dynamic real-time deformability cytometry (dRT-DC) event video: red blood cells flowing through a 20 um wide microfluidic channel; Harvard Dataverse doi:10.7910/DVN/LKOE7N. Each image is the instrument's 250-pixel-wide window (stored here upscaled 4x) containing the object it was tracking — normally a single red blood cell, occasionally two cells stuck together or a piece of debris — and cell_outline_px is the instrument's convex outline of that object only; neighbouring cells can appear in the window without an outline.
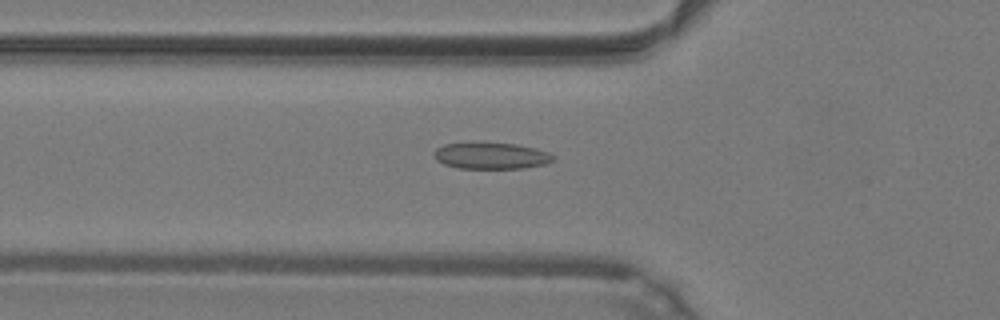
{"species": "common noctule bat (a hibernating species)", "species_latin": "Nyctalus noctula", "temperature_condition": "warm", "stored_images_in_passage": 16, "camera_frame_rate_fps": 3000, "um_per_image_px": 0.085, "animal": {"sex": "male", "body_mass_g": 19.2, "forearm_length_mm": 51.8}, "frame": {"image": 1, "passage_image": 4, "time_ms": 1.0, "image_size_px": [1000, 320], "cell_outline_px": [[556, 160], [544, 164], [524, 168], [456, 168], [444, 164], [436, 160], [432, 156], [432, 152], [436, 148], [444, 144], [468, 140], [516, 144], [536, 148], [548, 152], [556, 156]], "centroid_in_image_um": [41.69, 13.2], "position_along_channel_um": 84.1, "area_um2": 19.25}}
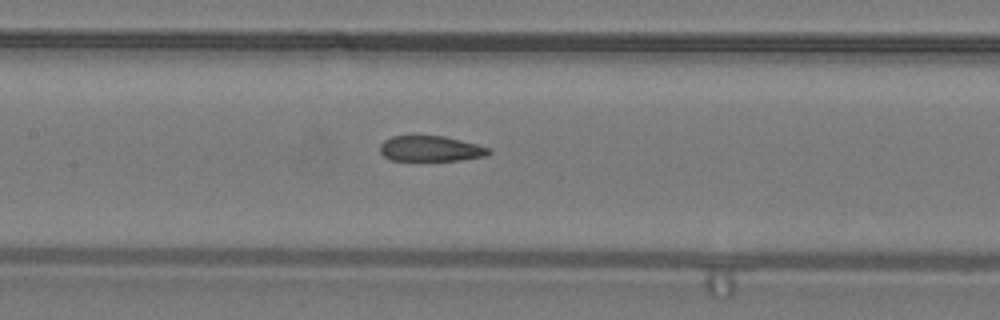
{"frame": {"image": 2, "passage_image": 10, "time_ms": 3.0, "image_size_px": [1000, 320], "cell_outline_px": [[492, 152], [488, 156], [460, 160], [392, 160], [384, 156], [380, 152], [380, 144], [384, 140], [392, 136], [412, 132], [444, 136], [492, 148]], "centroid_in_image_um": [36.58, 12.58], "position_along_channel_um": 170.8, "area_um2": 16.94}}
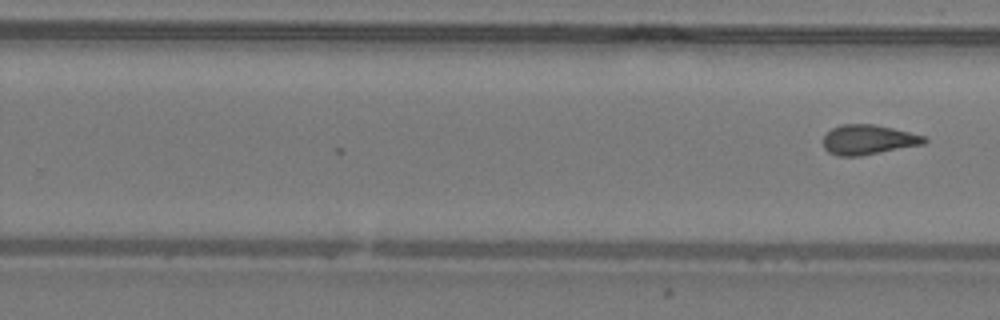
{"frame": {"image": 3, "passage_image": 16, "time_ms": 5.0, "image_size_px": [1000, 320], "cell_outline_px": [[928, 140], [924, 144], [860, 156], [836, 156], [828, 152], [824, 148], [824, 136], [832, 128], [840, 124], [872, 124], [892, 128], [924, 136]], "centroid_in_image_um": [73.78, 11.88], "position_along_channel_um": 256.0, "area_um2": 17.46}}